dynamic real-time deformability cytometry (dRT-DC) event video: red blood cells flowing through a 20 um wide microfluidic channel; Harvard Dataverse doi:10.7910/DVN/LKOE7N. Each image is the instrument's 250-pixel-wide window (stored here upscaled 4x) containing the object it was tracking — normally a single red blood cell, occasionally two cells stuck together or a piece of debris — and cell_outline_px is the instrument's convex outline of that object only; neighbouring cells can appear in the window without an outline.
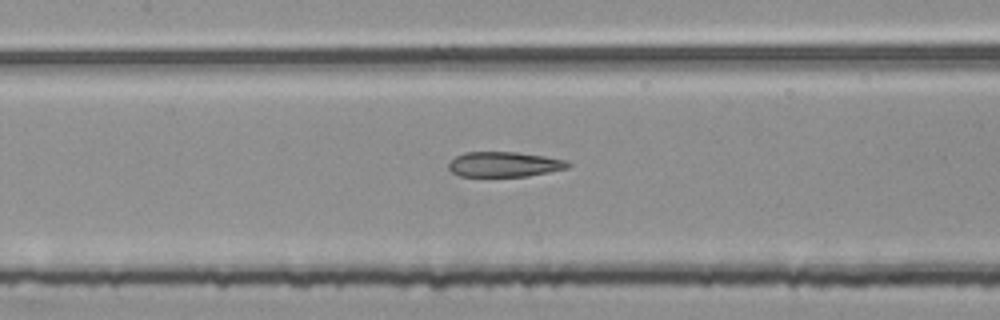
{"species": "common noctule bat (a hibernating species)", "species_latin": "Nyctalus noctula", "temperature_condition": "room temperature", "stored_images_in_passage": 44, "segment_of_instrument_passage": [2, 2], "camera_frame_rate_fps": 3000, "um_per_image_px": 0.085, "animal": {"sex": "female", "body_mass_g": 25.1}, "frame": {"image": 1, "passage_image": 15, "time_ms": 4.667, "image_size_px": [1000, 320], "cell_outline_px": [[572, 164], [568, 168], [528, 176], [460, 176], [452, 172], [448, 168], [448, 164], [456, 156], [464, 152], [516, 152], [544, 156], [568, 160]], "centroid_in_image_um": [42.88, 13.96], "position_along_channel_um": 164.5, "area_um2": 17.46}}
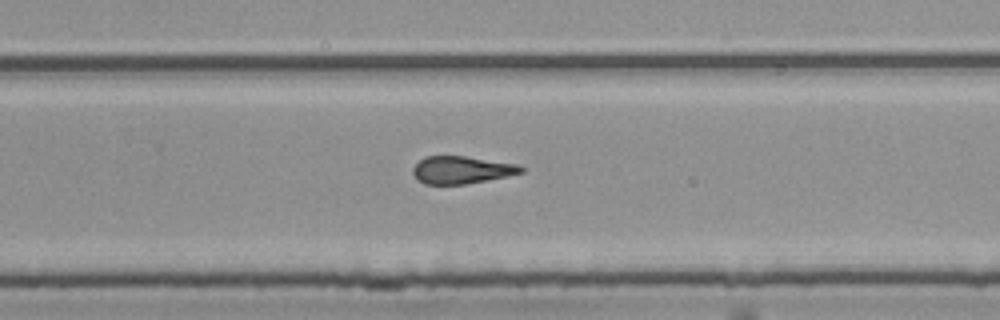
{"frame": {"image": 2, "passage_image": 25, "time_ms": 8.0, "image_size_px": [1000, 320], "cell_outline_px": [[524, 172], [464, 184], [424, 184], [416, 180], [412, 172], [412, 168], [424, 156], [464, 156], [520, 164], [524, 168]], "centroid_in_image_um": [39.2, 14.43], "position_along_channel_um": 290.6, "area_um2": 17.28}}
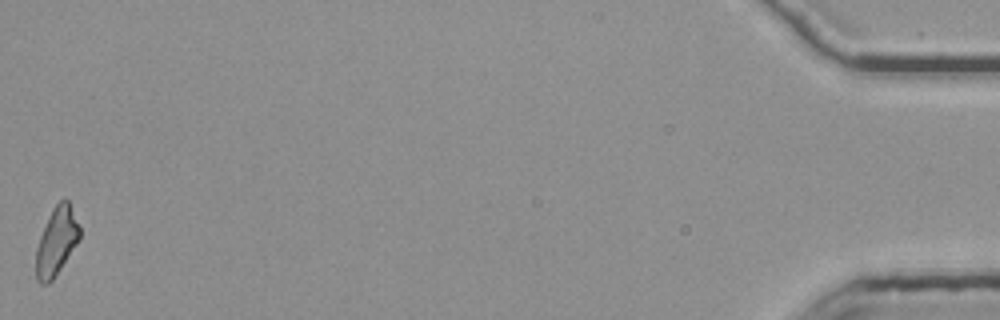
{"frame": {"image": 3, "passage_image": 44, "time_ms": 14.333, "image_size_px": [1000, 320], "cell_outline_px": [[80, 236], [76, 244], [52, 280], [48, 284], [40, 284], [36, 280], [36, 248], [40, 236], [48, 216], [52, 208], [64, 196], [68, 200], [80, 228]], "centroid_in_image_um": [4.78, 20.5], "position_along_channel_um": 430.4, "area_um2": 17.11}}